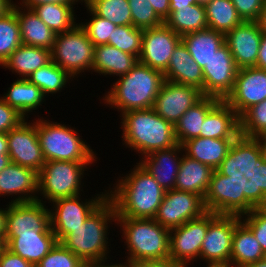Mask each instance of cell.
I'll return each instance as SVG.
<instances>
[{"label": "cell", "mask_w": 266, "mask_h": 267, "mask_svg": "<svg viewBox=\"0 0 266 267\" xmlns=\"http://www.w3.org/2000/svg\"><path fill=\"white\" fill-rule=\"evenodd\" d=\"M186 155L212 167L237 192L245 179L246 146L242 139L196 137L182 144Z\"/></svg>", "instance_id": "cell-1"}, {"label": "cell", "mask_w": 266, "mask_h": 267, "mask_svg": "<svg viewBox=\"0 0 266 267\" xmlns=\"http://www.w3.org/2000/svg\"><path fill=\"white\" fill-rule=\"evenodd\" d=\"M138 164L108 198L114 203L117 217L154 219L166 190Z\"/></svg>", "instance_id": "cell-2"}, {"label": "cell", "mask_w": 266, "mask_h": 267, "mask_svg": "<svg viewBox=\"0 0 266 267\" xmlns=\"http://www.w3.org/2000/svg\"><path fill=\"white\" fill-rule=\"evenodd\" d=\"M120 77L109 95H106L107 103L115 105L122 113L153 108L165 81L161 71L138 61L127 74Z\"/></svg>", "instance_id": "cell-3"}, {"label": "cell", "mask_w": 266, "mask_h": 267, "mask_svg": "<svg viewBox=\"0 0 266 267\" xmlns=\"http://www.w3.org/2000/svg\"><path fill=\"white\" fill-rule=\"evenodd\" d=\"M122 116L125 143L144 155L178 144L174 125L158 115L153 108L132 110Z\"/></svg>", "instance_id": "cell-4"}, {"label": "cell", "mask_w": 266, "mask_h": 267, "mask_svg": "<svg viewBox=\"0 0 266 267\" xmlns=\"http://www.w3.org/2000/svg\"><path fill=\"white\" fill-rule=\"evenodd\" d=\"M114 203L107 197L84 221L71 231L61 243L84 262H104L107 221L116 219Z\"/></svg>", "instance_id": "cell-5"}, {"label": "cell", "mask_w": 266, "mask_h": 267, "mask_svg": "<svg viewBox=\"0 0 266 267\" xmlns=\"http://www.w3.org/2000/svg\"><path fill=\"white\" fill-rule=\"evenodd\" d=\"M175 189L201 195L211 206L230 205L237 192L212 167L187 155L181 158Z\"/></svg>", "instance_id": "cell-6"}, {"label": "cell", "mask_w": 266, "mask_h": 267, "mask_svg": "<svg viewBox=\"0 0 266 267\" xmlns=\"http://www.w3.org/2000/svg\"><path fill=\"white\" fill-rule=\"evenodd\" d=\"M131 251L128 262L169 260L170 230L154 219L116 217Z\"/></svg>", "instance_id": "cell-7"}, {"label": "cell", "mask_w": 266, "mask_h": 267, "mask_svg": "<svg viewBox=\"0 0 266 267\" xmlns=\"http://www.w3.org/2000/svg\"><path fill=\"white\" fill-rule=\"evenodd\" d=\"M239 209L230 205H216L208 210V229L200 256L210 262H230L233 235L241 222Z\"/></svg>", "instance_id": "cell-8"}, {"label": "cell", "mask_w": 266, "mask_h": 267, "mask_svg": "<svg viewBox=\"0 0 266 267\" xmlns=\"http://www.w3.org/2000/svg\"><path fill=\"white\" fill-rule=\"evenodd\" d=\"M37 135L43 157L48 161L92 162L94 152L64 125L38 121Z\"/></svg>", "instance_id": "cell-9"}, {"label": "cell", "mask_w": 266, "mask_h": 267, "mask_svg": "<svg viewBox=\"0 0 266 267\" xmlns=\"http://www.w3.org/2000/svg\"><path fill=\"white\" fill-rule=\"evenodd\" d=\"M94 48L81 24H76L73 29L56 35L50 50L51 60L68 72L69 77H74L85 68L92 69Z\"/></svg>", "instance_id": "cell-10"}, {"label": "cell", "mask_w": 266, "mask_h": 267, "mask_svg": "<svg viewBox=\"0 0 266 267\" xmlns=\"http://www.w3.org/2000/svg\"><path fill=\"white\" fill-rule=\"evenodd\" d=\"M91 162L48 161L38 173V190L55 201L79 195L80 179L85 165Z\"/></svg>", "instance_id": "cell-11"}, {"label": "cell", "mask_w": 266, "mask_h": 267, "mask_svg": "<svg viewBox=\"0 0 266 267\" xmlns=\"http://www.w3.org/2000/svg\"><path fill=\"white\" fill-rule=\"evenodd\" d=\"M15 199L7 208L5 244L18 233L53 232L50 227V212L36 196Z\"/></svg>", "instance_id": "cell-12"}, {"label": "cell", "mask_w": 266, "mask_h": 267, "mask_svg": "<svg viewBox=\"0 0 266 267\" xmlns=\"http://www.w3.org/2000/svg\"><path fill=\"white\" fill-rule=\"evenodd\" d=\"M211 207L201 195L172 189L165 192L154 220L172 230L202 216Z\"/></svg>", "instance_id": "cell-13"}, {"label": "cell", "mask_w": 266, "mask_h": 267, "mask_svg": "<svg viewBox=\"0 0 266 267\" xmlns=\"http://www.w3.org/2000/svg\"><path fill=\"white\" fill-rule=\"evenodd\" d=\"M203 96L225 100L232 92L238 68L226 43L220 46L202 69Z\"/></svg>", "instance_id": "cell-14"}, {"label": "cell", "mask_w": 266, "mask_h": 267, "mask_svg": "<svg viewBox=\"0 0 266 267\" xmlns=\"http://www.w3.org/2000/svg\"><path fill=\"white\" fill-rule=\"evenodd\" d=\"M208 229V211L170 230L169 259L186 267L187 261L200 257V250Z\"/></svg>", "instance_id": "cell-15"}, {"label": "cell", "mask_w": 266, "mask_h": 267, "mask_svg": "<svg viewBox=\"0 0 266 267\" xmlns=\"http://www.w3.org/2000/svg\"><path fill=\"white\" fill-rule=\"evenodd\" d=\"M181 41V36L164 23L158 27L144 29L139 62L164 73L171 55Z\"/></svg>", "instance_id": "cell-16"}, {"label": "cell", "mask_w": 266, "mask_h": 267, "mask_svg": "<svg viewBox=\"0 0 266 267\" xmlns=\"http://www.w3.org/2000/svg\"><path fill=\"white\" fill-rule=\"evenodd\" d=\"M266 99V70L238 69L232 92L224 100L240 117L248 108Z\"/></svg>", "instance_id": "cell-17"}, {"label": "cell", "mask_w": 266, "mask_h": 267, "mask_svg": "<svg viewBox=\"0 0 266 267\" xmlns=\"http://www.w3.org/2000/svg\"><path fill=\"white\" fill-rule=\"evenodd\" d=\"M108 197L107 194L82 204L79 196L60 198L55 201L56 211H50V227L61 242L71 231L84 223L87 217Z\"/></svg>", "instance_id": "cell-18"}, {"label": "cell", "mask_w": 266, "mask_h": 267, "mask_svg": "<svg viewBox=\"0 0 266 267\" xmlns=\"http://www.w3.org/2000/svg\"><path fill=\"white\" fill-rule=\"evenodd\" d=\"M8 155L11 162L40 172L45 159L37 135L36 125H27L23 120L16 128L6 133Z\"/></svg>", "instance_id": "cell-19"}, {"label": "cell", "mask_w": 266, "mask_h": 267, "mask_svg": "<svg viewBox=\"0 0 266 267\" xmlns=\"http://www.w3.org/2000/svg\"><path fill=\"white\" fill-rule=\"evenodd\" d=\"M202 97V92L195 87L165 80L155 99L153 109L175 126L181 116Z\"/></svg>", "instance_id": "cell-20"}, {"label": "cell", "mask_w": 266, "mask_h": 267, "mask_svg": "<svg viewBox=\"0 0 266 267\" xmlns=\"http://www.w3.org/2000/svg\"><path fill=\"white\" fill-rule=\"evenodd\" d=\"M261 39L257 21H243L225 34V43L238 69L255 67Z\"/></svg>", "instance_id": "cell-21"}, {"label": "cell", "mask_w": 266, "mask_h": 267, "mask_svg": "<svg viewBox=\"0 0 266 267\" xmlns=\"http://www.w3.org/2000/svg\"><path fill=\"white\" fill-rule=\"evenodd\" d=\"M163 74L166 81L195 87L203 94L202 68L192 58L182 41L175 47L168 68Z\"/></svg>", "instance_id": "cell-22"}, {"label": "cell", "mask_w": 266, "mask_h": 267, "mask_svg": "<svg viewBox=\"0 0 266 267\" xmlns=\"http://www.w3.org/2000/svg\"><path fill=\"white\" fill-rule=\"evenodd\" d=\"M200 137L213 139H241L239 116L221 100L206 116Z\"/></svg>", "instance_id": "cell-23"}, {"label": "cell", "mask_w": 266, "mask_h": 267, "mask_svg": "<svg viewBox=\"0 0 266 267\" xmlns=\"http://www.w3.org/2000/svg\"><path fill=\"white\" fill-rule=\"evenodd\" d=\"M181 149H183L182 145L177 144L169 149L153 151L140 163L166 191L175 189L181 162V158L179 160L175 158L177 157L175 152Z\"/></svg>", "instance_id": "cell-24"}, {"label": "cell", "mask_w": 266, "mask_h": 267, "mask_svg": "<svg viewBox=\"0 0 266 267\" xmlns=\"http://www.w3.org/2000/svg\"><path fill=\"white\" fill-rule=\"evenodd\" d=\"M57 242L53 232L18 233L6 248L35 266Z\"/></svg>", "instance_id": "cell-25"}, {"label": "cell", "mask_w": 266, "mask_h": 267, "mask_svg": "<svg viewBox=\"0 0 266 267\" xmlns=\"http://www.w3.org/2000/svg\"><path fill=\"white\" fill-rule=\"evenodd\" d=\"M216 97L203 96L190 107L175 124V136L178 144L200 137L203 122L207 114L220 102Z\"/></svg>", "instance_id": "cell-26"}, {"label": "cell", "mask_w": 266, "mask_h": 267, "mask_svg": "<svg viewBox=\"0 0 266 267\" xmlns=\"http://www.w3.org/2000/svg\"><path fill=\"white\" fill-rule=\"evenodd\" d=\"M16 5L12 9L16 12L21 40L23 45L43 47L51 50L56 38V34L32 11L27 9L24 14Z\"/></svg>", "instance_id": "cell-27"}, {"label": "cell", "mask_w": 266, "mask_h": 267, "mask_svg": "<svg viewBox=\"0 0 266 267\" xmlns=\"http://www.w3.org/2000/svg\"><path fill=\"white\" fill-rule=\"evenodd\" d=\"M181 41L192 58L203 69L215 54V51L225 43V34L206 28L183 35Z\"/></svg>", "instance_id": "cell-28"}, {"label": "cell", "mask_w": 266, "mask_h": 267, "mask_svg": "<svg viewBox=\"0 0 266 267\" xmlns=\"http://www.w3.org/2000/svg\"><path fill=\"white\" fill-rule=\"evenodd\" d=\"M138 58L125 53L117 47L105 44L94 48V61L92 69L102 74H127L138 62Z\"/></svg>", "instance_id": "cell-29"}, {"label": "cell", "mask_w": 266, "mask_h": 267, "mask_svg": "<svg viewBox=\"0 0 266 267\" xmlns=\"http://www.w3.org/2000/svg\"><path fill=\"white\" fill-rule=\"evenodd\" d=\"M263 183H266V137L260 135L246 145L245 179L239 192L248 193Z\"/></svg>", "instance_id": "cell-30"}, {"label": "cell", "mask_w": 266, "mask_h": 267, "mask_svg": "<svg viewBox=\"0 0 266 267\" xmlns=\"http://www.w3.org/2000/svg\"><path fill=\"white\" fill-rule=\"evenodd\" d=\"M265 255L253 232L240 222L234 230L230 263L237 265L234 267H246L265 258Z\"/></svg>", "instance_id": "cell-31"}, {"label": "cell", "mask_w": 266, "mask_h": 267, "mask_svg": "<svg viewBox=\"0 0 266 267\" xmlns=\"http://www.w3.org/2000/svg\"><path fill=\"white\" fill-rule=\"evenodd\" d=\"M164 24L181 37L191 32H197L208 28L206 10L204 5L177 6L170 9L169 16Z\"/></svg>", "instance_id": "cell-32"}, {"label": "cell", "mask_w": 266, "mask_h": 267, "mask_svg": "<svg viewBox=\"0 0 266 267\" xmlns=\"http://www.w3.org/2000/svg\"><path fill=\"white\" fill-rule=\"evenodd\" d=\"M38 191V172L11 162L0 172V194Z\"/></svg>", "instance_id": "cell-33"}, {"label": "cell", "mask_w": 266, "mask_h": 267, "mask_svg": "<svg viewBox=\"0 0 266 267\" xmlns=\"http://www.w3.org/2000/svg\"><path fill=\"white\" fill-rule=\"evenodd\" d=\"M51 60L50 50L43 47L28 46L21 44L3 62L6 68H12L16 73L21 74L25 79L28 76L47 64Z\"/></svg>", "instance_id": "cell-34"}, {"label": "cell", "mask_w": 266, "mask_h": 267, "mask_svg": "<svg viewBox=\"0 0 266 267\" xmlns=\"http://www.w3.org/2000/svg\"><path fill=\"white\" fill-rule=\"evenodd\" d=\"M232 203L239 209L240 215L248 216L244 224L253 232L266 254V211L246 192H236Z\"/></svg>", "instance_id": "cell-35"}, {"label": "cell", "mask_w": 266, "mask_h": 267, "mask_svg": "<svg viewBox=\"0 0 266 267\" xmlns=\"http://www.w3.org/2000/svg\"><path fill=\"white\" fill-rule=\"evenodd\" d=\"M9 90L6 97L4 96L2 99L15 108L23 117H25L26 112L41 105V101L44 98L41 89L23 77L15 81Z\"/></svg>", "instance_id": "cell-36"}, {"label": "cell", "mask_w": 266, "mask_h": 267, "mask_svg": "<svg viewBox=\"0 0 266 267\" xmlns=\"http://www.w3.org/2000/svg\"><path fill=\"white\" fill-rule=\"evenodd\" d=\"M73 3H44L32 11L57 35L75 27Z\"/></svg>", "instance_id": "cell-37"}, {"label": "cell", "mask_w": 266, "mask_h": 267, "mask_svg": "<svg viewBox=\"0 0 266 267\" xmlns=\"http://www.w3.org/2000/svg\"><path fill=\"white\" fill-rule=\"evenodd\" d=\"M205 10L208 28L224 34L243 22L231 0H211Z\"/></svg>", "instance_id": "cell-38"}, {"label": "cell", "mask_w": 266, "mask_h": 267, "mask_svg": "<svg viewBox=\"0 0 266 267\" xmlns=\"http://www.w3.org/2000/svg\"><path fill=\"white\" fill-rule=\"evenodd\" d=\"M97 16L108 19L115 25H132L128 0H84Z\"/></svg>", "instance_id": "cell-39"}, {"label": "cell", "mask_w": 266, "mask_h": 267, "mask_svg": "<svg viewBox=\"0 0 266 267\" xmlns=\"http://www.w3.org/2000/svg\"><path fill=\"white\" fill-rule=\"evenodd\" d=\"M70 74L50 60L47 64L31 73L27 80L45 93H55L61 90Z\"/></svg>", "instance_id": "cell-40"}, {"label": "cell", "mask_w": 266, "mask_h": 267, "mask_svg": "<svg viewBox=\"0 0 266 267\" xmlns=\"http://www.w3.org/2000/svg\"><path fill=\"white\" fill-rule=\"evenodd\" d=\"M240 135L245 146L266 132V99L248 108L240 117Z\"/></svg>", "instance_id": "cell-41"}, {"label": "cell", "mask_w": 266, "mask_h": 267, "mask_svg": "<svg viewBox=\"0 0 266 267\" xmlns=\"http://www.w3.org/2000/svg\"><path fill=\"white\" fill-rule=\"evenodd\" d=\"M22 44L16 12L12 9L0 18V65Z\"/></svg>", "instance_id": "cell-42"}, {"label": "cell", "mask_w": 266, "mask_h": 267, "mask_svg": "<svg viewBox=\"0 0 266 267\" xmlns=\"http://www.w3.org/2000/svg\"><path fill=\"white\" fill-rule=\"evenodd\" d=\"M142 36L143 29L133 25H118L109 37L108 45L138 58L141 53Z\"/></svg>", "instance_id": "cell-43"}, {"label": "cell", "mask_w": 266, "mask_h": 267, "mask_svg": "<svg viewBox=\"0 0 266 267\" xmlns=\"http://www.w3.org/2000/svg\"><path fill=\"white\" fill-rule=\"evenodd\" d=\"M132 25L140 29H149L162 25L164 21L156 14L152 5L147 0H128Z\"/></svg>", "instance_id": "cell-44"}, {"label": "cell", "mask_w": 266, "mask_h": 267, "mask_svg": "<svg viewBox=\"0 0 266 267\" xmlns=\"http://www.w3.org/2000/svg\"><path fill=\"white\" fill-rule=\"evenodd\" d=\"M85 262L61 242H57L35 267H84Z\"/></svg>", "instance_id": "cell-45"}, {"label": "cell", "mask_w": 266, "mask_h": 267, "mask_svg": "<svg viewBox=\"0 0 266 267\" xmlns=\"http://www.w3.org/2000/svg\"><path fill=\"white\" fill-rule=\"evenodd\" d=\"M87 8L93 17L89 23H86V25L82 24L81 27L85 30L88 38L93 42L95 47L108 44L109 37L112 36L113 30H115L117 25L108 19L97 16L88 6Z\"/></svg>", "instance_id": "cell-46"}, {"label": "cell", "mask_w": 266, "mask_h": 267, "mask_svg": "<svg viewBox=\"0 0 266 267\" xmlns=\"http://www.w3.org/2000/svg\"><path fill=\"white\" fill-rule=\"evenodd\" d=\"M243 21H257L266 0H231Z\"/></svg>", "instance_id": "cell-47"}, {"label": "cell", "mask_w": 266, "mask_h": 267, "mask_svg": "<svg viewBox=\"0 0 266 267\" xmlns=\"http://www.w3.org/2000/svg\"><path fill=\"white\" fill-rule=\"evenodd\" d=\"M25 118L13 107L0 99V133H8L16 128Z\"/></svg>", "instance_id": "cell-48"}, {"label": "cell", "mask_w": 266, "mask_h": 267, "mask_svg": "<svg viewBox=\"0 0 266 267\" xmlns=\"http://www.w3.org/2000/svg\"><path fill=\"white\" fill-rule=\"evenodd\" d=\"M0 267H35L32 263L5 248L0 254Z\"/></svg>", "instance_id": "cell-49"}, {"label": "cell", "mask_w": 266, "mask_h": 267, "mask_svg": "<svg viewBox=\"0 0 266 267\" xmlns=\"http://www.w3.org/2000/svg\"><path fill=\"white\" fill-rule=\"evenodd\" d=\"M128 267H183L182 265L173 262L172 260H150L128 262Z\"/></svg>", "instance_id": "cell-50"}, {"label": "cell", "mask_w": 266, "mask_h": 267, "mask_svg": "<svg viewBox=\"0 0 266 267\" xmlns=\"http://www.w3.org/2000/svg\"><path fill=\"white\" fill-rule=\"evenodd\" d=\"M152 5L156 14L163 20L169 16L170 13V0H147Z\"/></svg>", "instance_id": "cell-51"}, {"label": "cell", "mask_w": 266, "mask_h": 267, "mask_svg": "<svg viewBox=\"0 0 266 267\" xmlns=\"http://www.w3.org/2000/svg\"><path fill=\"white\" fill-rule=\"evenodd\" d=\"M248 194L266 211V183L252 188Z\"/></svg>", "instance_id": "cell-52"}, {"label": "cell", "mask_w": 266, "mask_h": 267, "mask_svg": "<svg viewBox=\"0 0 266 267\" xmlns=\"http://www.w3.org/2000/svg\"><path fill=\"white\" fill-rule=\"evenodd\" d=\"M255 67L266 70V33L263 32Z\"/></svg>", "instance_id": "cell-53"}, {"label": "cell", "mask_w": 266, "mask_h": 267, "mask_svg": "<svg viewBox=\"0 0 266 267\" xmlns=\"http://www.w3.org/2000/svg\"><path fill=\"white\" fill-rule=\"evenodd\" d=\"M25 1V2H24ZM78 0H76L77 2ZM75 0H23L22 3H25L27 9H32L36 5L44 3H74Z\"/></svg>", "instance_id": "cell-54"}, {"label": "cell", "mask_w": 266, "mask_h": 267, "mask_svg": "<svg viewBox=\"0 0 266 267\" xmlns=\"http://www.w3.org/2000/svg\"><path fill=\"white\" fill-rule=\"evenodd\" d=\"M11 0H0V18L12 10Z\"/></svg>", "instance_id": "cell-55"}, {"label": "cell", "mask_w": 266, "mask_h": 267, "mask_svg": "<svg viewBox=\"0 0 266 267\" xmlns=\"http://www.w3.org/2000/svg\"><path fill=\"white\" fill-rule=\"evenodd\" d=\"M258 25L263 33H266V1L264 3L263 9L261 10L259 19L257 20Z\"/></svg>", "instance_id": "cell-56"}, {"label": "cell", "mask_w": 266, "mask_h": 267, "mask_svg": "<svg viewBox=\"0 0 266 267\" xmlns=\"http://www.w3.org/2000/svg\"><path fill=\"white\" fill-rule=\"evenodd\" d=\"M0 155H8V140L6 133H0Z\"/></svg>", "instance_id": "cell-57"}, {"label": "cell", "mask_w": 266, "mask_h": 267, "mask_svg": "<svg viewBox=\"0 0 266 267\" xmlns=\"http://www.w3.org/2000/svg\"><path fill=\"white\" fill-rule=\"evenodd\" d=\"M196 4L195 0H170V9H177V6H191Z\"/></svg>", "instance_id": "cell-58"}, {"label": "cell", "mask_w": 266, "mask_h": 267, "mask_svg": "<svg viewBox=\"0 0 266 267\" xmlns=\"http://www.w3.org/2000/svg\"><path fill=\"white\" fill-rule=\"evenodd\" d=\"M7 210L0 209V235H5Z\"/></svg>", "instance_id": "cell-59"}, {"label": "cell", "mask_w": 266, "mask_h": 267, "mask_svg": "<svg viewBox=\"0 0 266 267\" xmlns=\"http://www.w3.org/2000/svg\"><path fill=\"white\" fill-rule=\"evenodd\" d=\"M11 163L9 155H0V172Z\"/></svg>", "instance_id": "cell-60"}, {"label": "cell", "mask_w": 266, "mask_h": 267, "mask_svg": "<svg viewBox=\"0 0 266 267\" xmlns=\"http://www.w3.org/2000/svg\"><path fill=\"white\" fill-rule=\"evenodd\" d=\"M100 264H102V262H100V261H96V262H87V267H128L127 265H117V264H115V265H108V266H105V265H100Z\"/></svg>", "instance_id": "cell-61"}, {"label": "cell", "mask_w": 266, "mask_h": 267, "mask_svg": "<svg viewBox=\"0 0 266 267\" xmlns=\"http://www.w3.org/2000/svg\"><path fill=\"white\" fill-rule=\"evenodd\" d=\"M246 267H266V257L251 264H248Z\"/></svg>", "instance_id": "cell-62"}, {"label": "cell", "mask_w": 266, "mask_h": 267, "mask_svg": "<svg viewBox=\"0 0 266 267\" xmlns=\"http://www.w3.org/2000/svg\"><path fill=\"white\" fill-rule=\"evenodd\" d=\"M208 267H232L229 262H211Z\"/></svg>", "instance_id": "cell-63"}, {"label": "cell", "mask_w": 266, "mask_h": 267, "mask_svg": "<svg viewBox=\"0 0 266 267\" xmlns=\"http://www.w3.org/2000/svg\"><path fill=\"white\" fill-rule=\"evenodd\" d=\"M4 236L5 235H0V254L6 248Z\"/></svg>", "instance_id": "cell-64"}, {"label": "cell", "mask_w": 266, "mask_h": 267, "mask_svg": "<svg viewBox=\"0 0 266 267\" xmlns=\"http://www.w3.org/2000/svg\"><path fill=\"white\" fill-rule=\"evenodd\" d=\"M210 1L211 0H195L196 4H200V5H204V6Z\"/></svg>", "instance_id": "cell-65"}]
</instances>
